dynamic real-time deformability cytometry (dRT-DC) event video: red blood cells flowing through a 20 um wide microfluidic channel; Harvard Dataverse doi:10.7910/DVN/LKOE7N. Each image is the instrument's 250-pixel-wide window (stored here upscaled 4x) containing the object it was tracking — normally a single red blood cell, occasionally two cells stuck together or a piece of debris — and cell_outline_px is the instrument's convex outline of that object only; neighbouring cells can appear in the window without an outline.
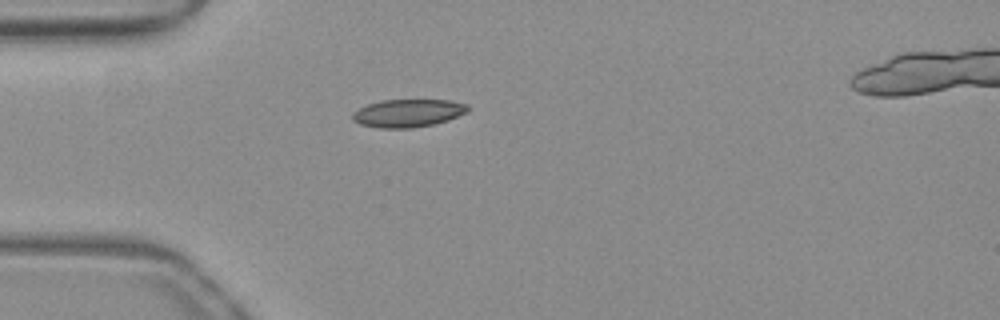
{"species": "common noctule bat (a hibernating species)", "species_latin": "Nyctalus noctula", "temperature_condition": "warm", "stored_images_in_passage": 34, "camera_frame_rate_fps": 3000, "um_per_image_px": 0.085, "animal": {"sex": "female", "body_mass_g": 19.3, "forearm_length_mm": 54.1}, "frame": {"image": 1, "passage_image": 1, "time_ms": 0.0, "image_size_px": [1000, 320], "cell_outline_px": [[472, 108], [468, 112], [448, 120], [432, 124], [412, 128], [380, 128], [360, 124], [352, 120], [352, 112], [368, 104], [380, 100], [448, 100], [468, 104]], "centroid_in_image_um": [34.7, 9.61], "position_along_channel_um": 50.3, "area_um2": 18.84}}
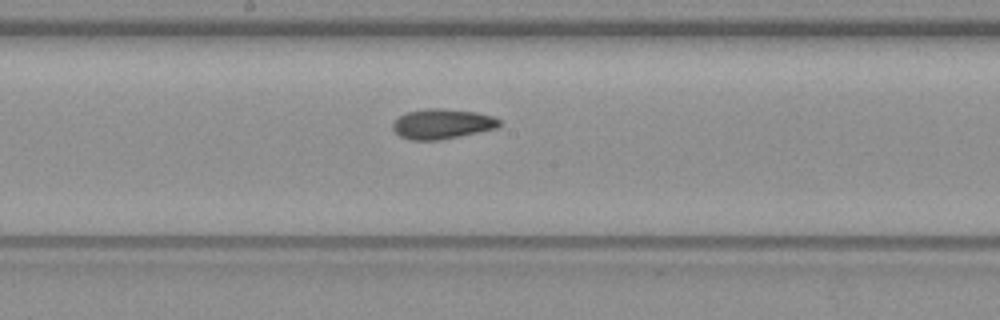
{"frame": {"image": 2, "passage_image": 14, "time_ms": 4.333, "image_size_px": [1000, 320], "cell_outline_px": [[500, 124], [496, 128], [440, 140], [408, 140], [400, 136], [392, 128], [392, 124], [400, 116], [408, 112], [428, 108], [444, 108], [476, 112], [492, 116], [500, 120]], "centroid_in_image_um": [37.57, 10.53], "position_along_channel_um": 210.6, "area_um2": 18.5}}
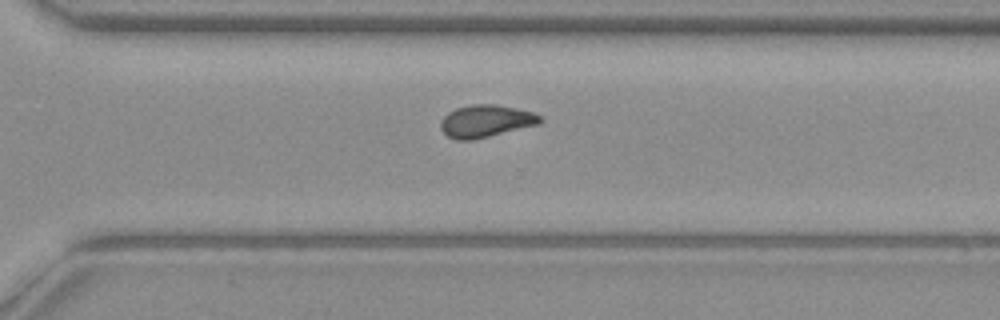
{"frame": {"image": 3, "passage_image": 23, "time_ms": 7.333, "image_size_px": [1000, 320], "cell_outline_px": [[544, 120], [540, 124], [472, 140], [456, 140], [448, 136], [440, 128], [440, 120], [448, 112], [456, 108], [472, 104], [496, 104], [516, 108], [532, 112], [540, 116]], "centroid_in_image_um": [41.29, 10.29], "position_along_channel_um": 329.3, "area_um2": 18.79}, "authors_computed_cell_mechanics": {"area_um2": 18.496, "velocity_mm_per_s": 3.9667, "shape_relaxation_time_tau1_ms": null, "shape_relaxation_time_tau2_ms": 1.5038, "deformation_change_tau1": null, "deformation_change_tau2": 0.0665}}